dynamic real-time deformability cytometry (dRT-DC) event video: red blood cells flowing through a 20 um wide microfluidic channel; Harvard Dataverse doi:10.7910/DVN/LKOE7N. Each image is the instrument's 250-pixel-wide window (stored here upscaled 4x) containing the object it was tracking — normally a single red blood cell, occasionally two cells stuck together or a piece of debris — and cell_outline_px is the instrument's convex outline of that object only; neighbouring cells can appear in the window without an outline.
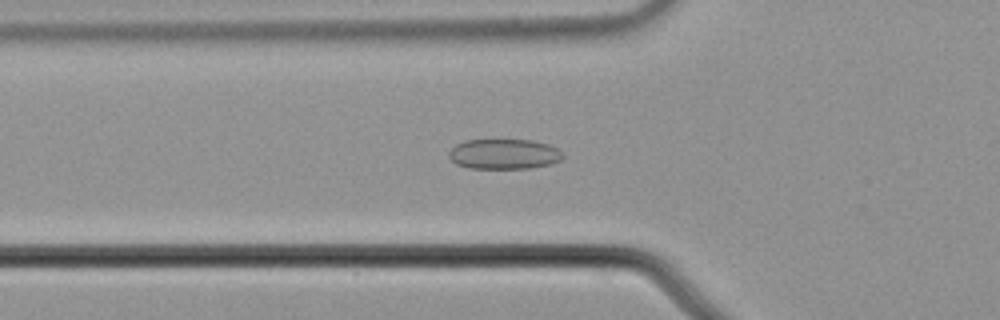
{"species": "common noctule bat (a hibernating species)", "species_latin": "Nyctalus noctula", "temperature_condition": "cold", "stored_images_in_passage": 53, "camera_frame_rate_fps": 3000, "um_per_image_px": 0.085, "animal": {"sex": "male", "body_mass_g": 21.5, "forearm_length_mm": 52.0}, "frame": {"image": 1, "passage_image": 20, "time_ms": 6.333, "image_size_px": [1000, 320], "cell_outline_px": [[564, 156], [560, 160], [552, 164], [528, 168], [468, 168], [456, 164], [448, 156], [448, 152], [456, 144], [464, 140], [532, 140], [548, 144], [556, 148]], "centroid_in_image_um": [42.82, 13.09], "position_along_channel_um": 83.0, "area_um2": 20.0}}
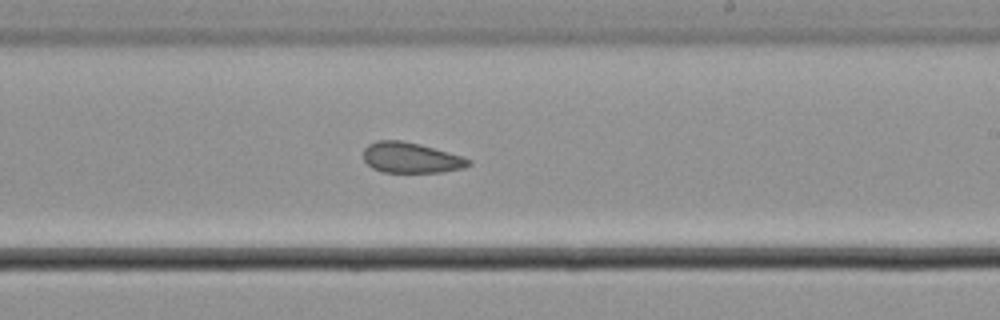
{"frame": {"image": 2, "passage_image": 34, "time_ms": 11.0, "image_size_px": [1000, 320], "cell_outline_px": [[472, 164], [464, 168], [440, 172], [384, 172], [372, 168], [364, 160], [364, 148], [368, 144], [376, 140], [400, 140], [420, 144], [460, 156], [472, 160]], "centroid_in_image_um": [34.92, 13.4], "position_along_channel_um": 254.1, "area_um2": 18.61}}
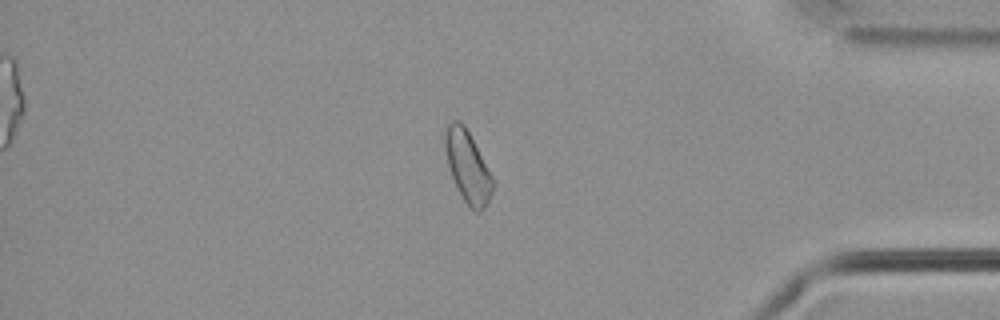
{"frame": {"image": 3, "passage_image": 48, "time_ms": 15.667, "image_size_px": [1000, 320], "cell_outline_px": [[492, 192], [488, 204], [480, 212], [476, 212], [464, 200], [452, 176], [448, 164], [444, 144], [444, 132], [448, 124], [452, 120], [460, 120], [464, 124], [492, 176]], "centroid_in_image_um": [39.74, 14.14], "position_along_channel_um": 395.5, "area_um2": 19.36}}